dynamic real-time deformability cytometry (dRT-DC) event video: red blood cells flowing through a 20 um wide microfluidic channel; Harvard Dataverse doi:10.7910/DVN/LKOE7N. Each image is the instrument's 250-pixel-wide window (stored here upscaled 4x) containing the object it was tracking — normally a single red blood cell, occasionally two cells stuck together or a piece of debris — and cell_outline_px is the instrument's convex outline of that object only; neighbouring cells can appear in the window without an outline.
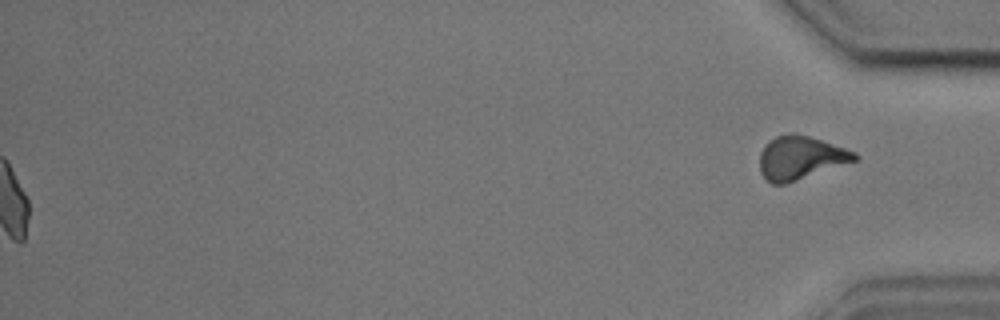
{"species": "common noctule bat (a hibernating species)", "species_latin": "Nyctalus noctula", "temperature_condition": "cold", "stored_images_in_passage": 52, "camera_frame_rate_fps": 3000, "um_per_image_px": 0.085, "animal": {"sex": "male", "body_mass_g": 17.9, "forearm_length_mm": 54.2}, "frame": {"image": 1, "passage_image": 52, "time_ms": 17.0, "image_size_px": [1000, 320], "cell_outline_px": [[860, 156], [856, 160], [784, 184], [772, 184], [760, 172], [760, 152], [764, 144], [768, 140], [776, 136], [792, 132], [808, 136], [856, 152]], "centroid_in_image_um": [68.0, 13.39], "position_along_channel_um": 367.2, "area_um2": 23.7}, "authors_computed_cell_mechanics": {"area_um2": 17.8024, "velocity_mm_per_s": 3.6137, "shape_relaxation_time_tau1_ms": 2.3919, "shape_relaxation_time_tau2_ms": 2.1327, "deformation_change_tau1": 0.0723, "deformation_change_tau2": 0.0588}}